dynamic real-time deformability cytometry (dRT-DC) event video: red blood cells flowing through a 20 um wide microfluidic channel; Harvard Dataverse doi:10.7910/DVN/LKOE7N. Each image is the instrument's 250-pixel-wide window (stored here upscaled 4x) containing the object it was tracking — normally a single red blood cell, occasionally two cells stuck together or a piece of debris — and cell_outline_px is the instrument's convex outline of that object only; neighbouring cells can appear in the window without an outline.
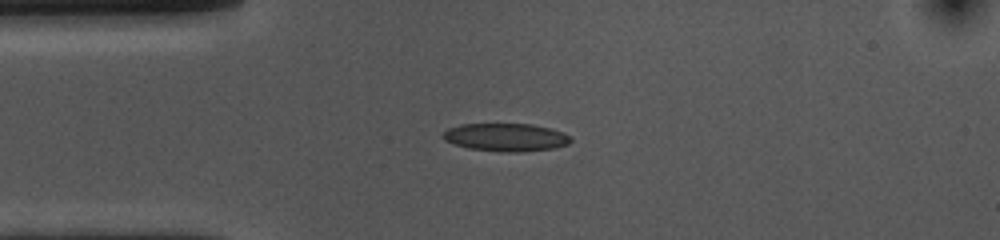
{"species": "common noctule bat (a hibernating species)", "species_latin": "Nyctalus noctula", "temperature_condition": "cold", "stored_images_in_passage": 42, "camera_frame_rate_fps": 3000, "um_per_image_px": 0.085, "animal": {"sex": "female", "body_mass_g": 10.0, "forearm_length_mm": 53.1}, "frame": {"image": 1, "passage_image": 1, "time_ms": 0.0, "image_size_px": [1000, 240], "cell_outline_px": [[572, 140], [568, 144], [556, 148], [520, 152], [500, 152], [468, 148], [444, 140], [440, 136], [448, 128], [460, 124], [532, 124], [552, 128], [564, 132], [572, 136]], "centroid_in_image_um": [43.04, 11.67], "position_along_channel_um": 42.0, "area_um2": 21.1}}
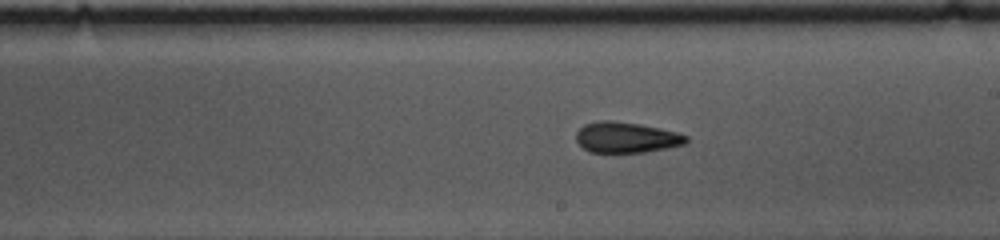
{"frame": {"image": 2, "passage_image": 18, "time_ms": 5.667, "image_size_px": [1000, 240], "cell_outline_px": [[688, 144], [668, 148], [644, 152], [588, 152], [576, 140], [576, 132], [584, 124], [600, 120], [612, 120], [640, 124], [660, 128], [676, 132], [688, 136]], "centroid_in_image_um": [53.25, 11.68], "position_along_channel_um": 235.7, "area_um2": 19.83}}
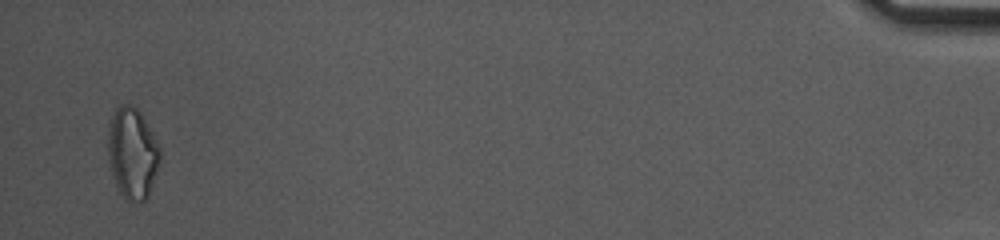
{"frame": {"image": 3, "passage_image": 41, "time_ms": 13.333, "image_size_px": [1000, 240], "cell_outline_px": [[160, 160], [148, 196], [140, 204], [124, 200], [116, 184], [112, 172], [108, 156], [108, 132], [112, 116], [116, 108], [120, 104], [132, 104], [140, 112], [160, 144]], "centroid_in_image_um": [11.27, 13.03], "position_along_channel_um": 423.9, "area_um2": 27.69}, "authors_computed_cell_mechanics": {"area_um2": 20.23, "velocity_mm_per_s": 3.6573, "shape_relaxation_time_tau1_ms": 9.9254, "shape_relaxation_time_tau2_ms": 2.5177, "deformation_change_tau1": 0.2082, "deformation_change_tau2": 0.1068}}